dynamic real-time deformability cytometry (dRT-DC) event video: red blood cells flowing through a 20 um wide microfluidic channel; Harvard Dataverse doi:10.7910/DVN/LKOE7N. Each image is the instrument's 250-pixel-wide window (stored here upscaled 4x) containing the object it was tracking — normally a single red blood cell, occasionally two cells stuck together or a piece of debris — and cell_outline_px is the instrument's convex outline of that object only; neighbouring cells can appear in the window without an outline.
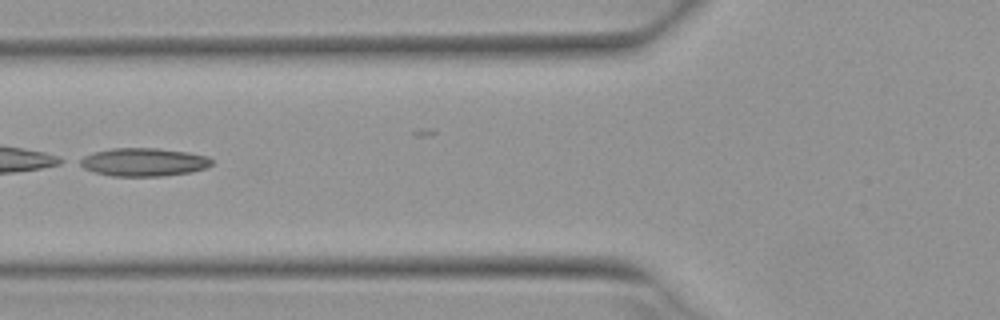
{"species": "Egyptian fruit bat (a non-hibernating species)", "species_latin": "Rousettus aegyptiacus", "temperature_condition": "warm", "stored_images_in_passage": 5, "camera_frame_rate_fps": 3000, "um_per_image_px": 0.085, "animal": {"sex": "female"}, "frame": {"image": 1, "passage_image": 4, "time_ms": 1.0, "image_size_px": [1000, 320], "cell_outline_px": [[212, 164], [204, 168], [192, 172], [164, 176], [112, 176], [96, 172], [84, 168], [76, 164], [76, 160], [92, 152], [112, 148], [156, 148], [188, 152], [208, 156], [212, 160]], "centroid_in_image_um": [12.17, 13.77], "position_along_channel_um": 113.6, "area_um2": 21.85}}
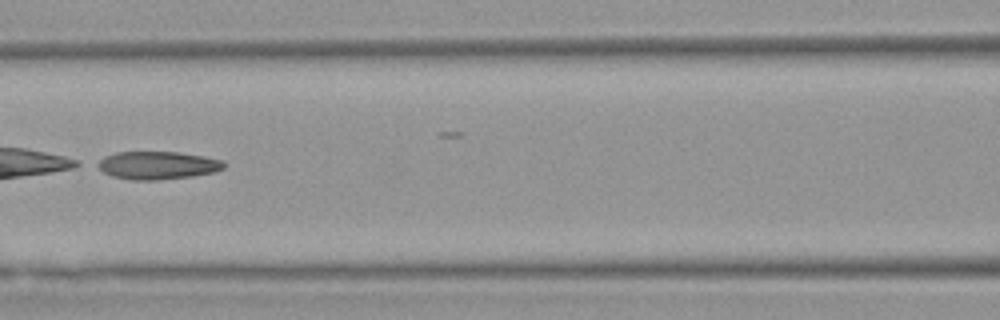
{"frame": {"image": 2, "passage_image": 5, "time_ms": 1.333, "image_size_px": [1000, 320], "cell_outline_px": [[228, 164], [224, 168], [216, 172], [192, 176], [156, 180], [132, 180], [112, 176], [104, 172], [92, 164], [104, 156], [116, 152], [180, 152], [204, 156], [224, 160]], "centroid_in_image_um": [13.39, 14.04], "position_along_channel_um": 153.2, "area_um2": 20.92}}